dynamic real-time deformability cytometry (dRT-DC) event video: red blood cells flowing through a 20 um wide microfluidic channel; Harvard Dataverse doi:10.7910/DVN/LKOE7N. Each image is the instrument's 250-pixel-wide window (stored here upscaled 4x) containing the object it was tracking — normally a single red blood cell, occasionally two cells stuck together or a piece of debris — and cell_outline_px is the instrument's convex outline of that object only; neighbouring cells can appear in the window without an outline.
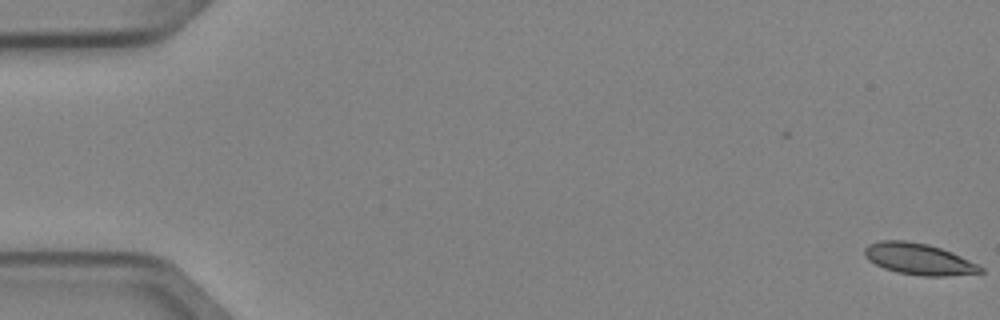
{"species": "Egyptian fruit bat (a non-hibernating species)", "species_latin": "Rousettus aegyptiacus", "temperature_condition": "cold", "stored_images_in_passage": 6, "camera_frame_rate_fps": 3000, "um_per_image_px": 0.085, "animal": {"sex": "female"}, "frame": {"image": 1, "passage_image": 1, "time_ms": 0.0, "image_size_px": [1000, 320], "cell_outline_px": [[984, 272], [948, 276], [920, 276], [896, 272], [884, 268], [868, 260], [864, 256], [864, 248], [868, 244], [880, 240], [904, 240], [928, 244], [952, 252], [984, 268]], "centroid_in_image_um": [78.06, 22.02], "position_along_channel_um": 6.9, "area_um2": 21.21}}
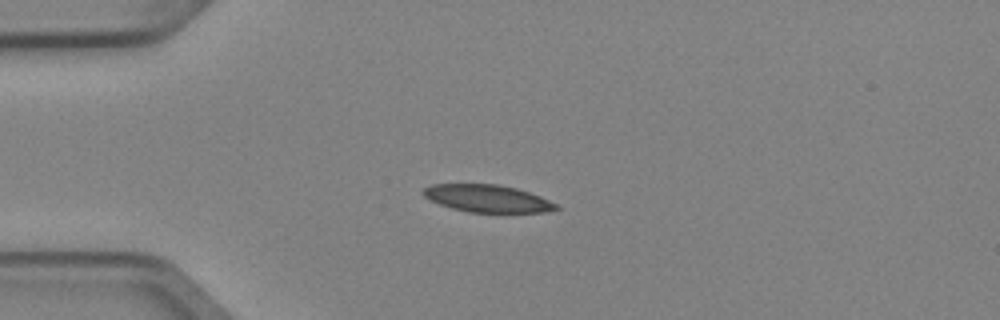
{"frame": {"image": 2, "passage_image": 4, "time_ms": 1.0, "image_size_px": [1000, 320], "cell_outline_px": [[560, 208], [544, 212], [468, 212], [452, 208], [440, 204], [424, 196], [420, 192], [424, 188], [432, 184], [496, 184], [516, 188], [540, 196], [556, 204]], "centroid_in_image_um": [41.4, 16.86], "position_along_channel_um": 43.6, "area_um2": 20.98}}
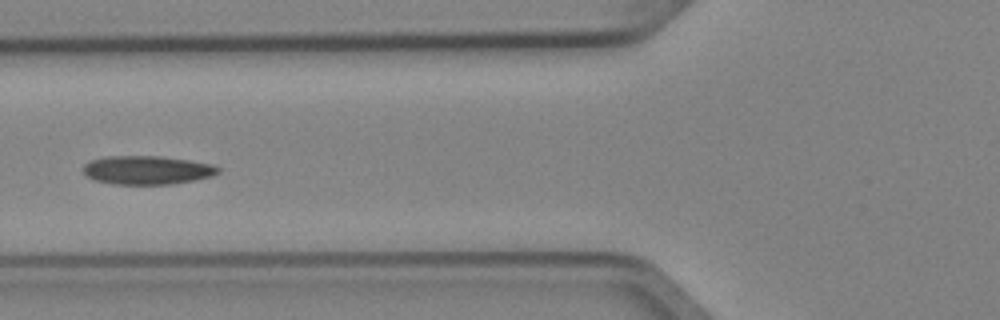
{"frame": {"image": 3, "passage_image": 6, "time_ms": 1.667, "image_size_px": [1000, 320], "cell_outline_px": [[220, 172], [212, 176], [196, 180], [172, 184], [112, 184], [96, 180], [88, 176], [84, 172], [84, 164], [88, 160], [104, 156], [160, 156], [188, 160], [212, 164], [220, 168]], "centroid_in_image_um": [12.51, 14.45], "position_along_channel_um": 113.3, "area_um2": 22.6}}